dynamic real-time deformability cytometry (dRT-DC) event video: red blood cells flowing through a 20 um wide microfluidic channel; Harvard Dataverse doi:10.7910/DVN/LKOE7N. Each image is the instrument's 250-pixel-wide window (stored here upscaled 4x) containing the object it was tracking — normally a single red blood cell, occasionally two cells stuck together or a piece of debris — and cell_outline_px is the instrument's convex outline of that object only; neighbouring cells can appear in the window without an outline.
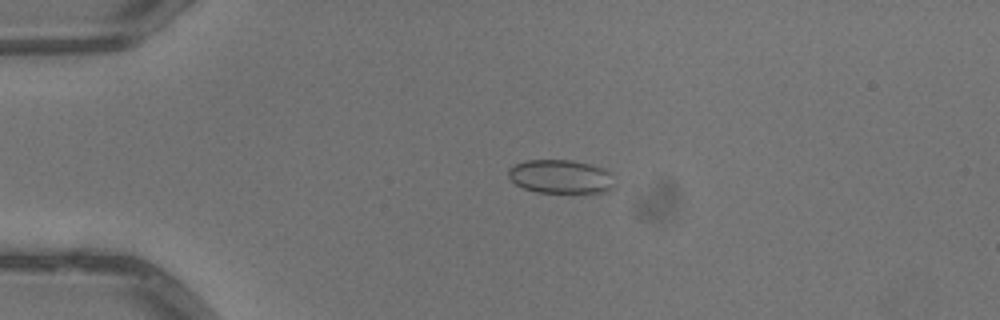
{"species": "common noctule bat (a hibernating species)", "species_latin": "Nyctalus noctula", "temperature_condition": "warm", "stored_images_in_passage": 4, "camera_frame_rate_fps": 3000, "um_per_image_px": 0.085, "animal": {"sex": "male", "body_mass_g": 13.3}, "frame": {"image": 1, "passage_image": 3, "time_ms": 0.667, "image_size_px": [1000, 320], "cell_outline_px": [[616, 188], [604, 192], [536, 192], [524, 188], [516, 184], [508, 176], [508, 168], [524, 160], [572, 160], [588, 164], [600, 168], [608, 172], [616, 184]], "centroid_in_image_um": [47.65, 15.01], "position_along_channel_um": 37.3, "area_um2": 20.75}}